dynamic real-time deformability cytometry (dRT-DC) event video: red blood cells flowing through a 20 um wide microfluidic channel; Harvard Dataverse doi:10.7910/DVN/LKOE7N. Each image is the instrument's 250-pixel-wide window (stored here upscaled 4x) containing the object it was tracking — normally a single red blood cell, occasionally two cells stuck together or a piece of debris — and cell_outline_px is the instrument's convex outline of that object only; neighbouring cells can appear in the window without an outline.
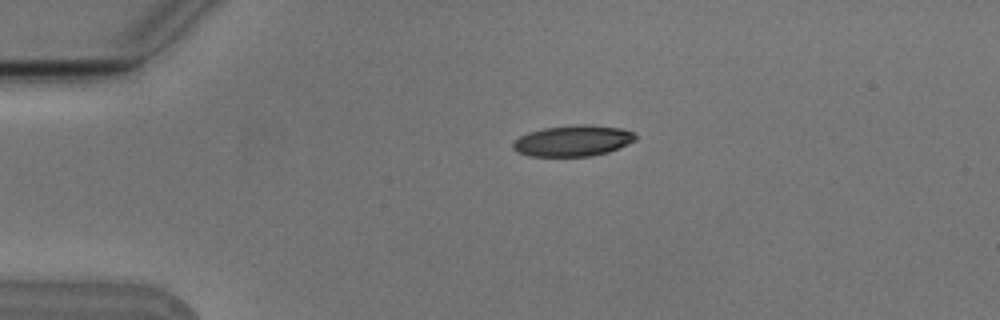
{"species": "Egyptian fruit bat (a non-hibernating species)", "species_latin": "Rousettus aegyptiacus", "temperature_condition": "cold", "stored_images_in_passage": 3, "camera_frame_rate_fps": 3000, "um_per_image_px": 0.085, "animal": {"sex": "male"}, "frame": {"image": 1, "passage_image": 2, "time_ms": 0.333, "image_size_px": [1000, 320], "cell_outline_px": [[636, 140], [628, 144], [608, 152], [592, 156], [532, 156], [516, 152], [512, 148], [512, 144], [520, 136], [528, 132], [544, 128], [576, 124], [592, 124], [620, 128], [636, 132]], "centroid_in_image_um": [48.72, 11.95], "position_along_channel_um": 36.3, "area_um2": 22.31}}